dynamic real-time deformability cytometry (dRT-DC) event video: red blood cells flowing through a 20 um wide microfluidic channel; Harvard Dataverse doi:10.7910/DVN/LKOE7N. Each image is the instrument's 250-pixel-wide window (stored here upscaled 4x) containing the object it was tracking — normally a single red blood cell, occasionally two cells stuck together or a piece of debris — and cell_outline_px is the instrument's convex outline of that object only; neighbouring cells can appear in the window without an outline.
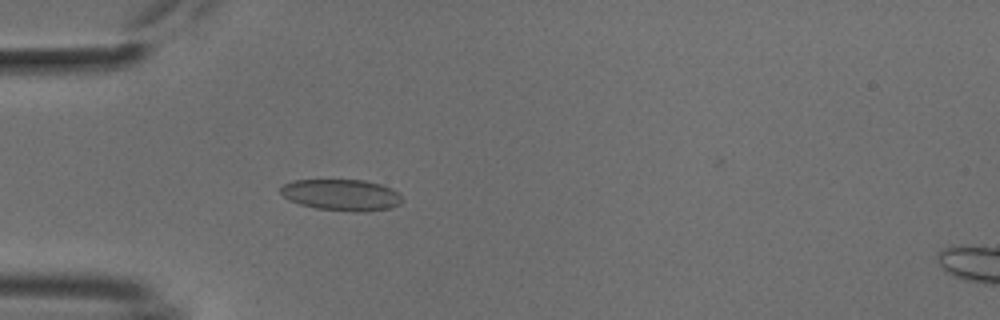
{"species": "common noctule bat (a hibernating species)", "species_latin": "Nyctalus noctula", "temperature_condition": "cold", "stored_images_in_passage": 39, "camera_frame_rate_fps": 3000, "um_per_image_px": 0.085, "animal": {"sex": "male", "body_mass_g": 18.8}, "frame": {"image": 1, "passage_image": 2, "time_ms": 0.333, "image_size_px": [1000, 320], "cell_outline_px": [[404, 200], [400, 204], [392, 208], [360, 212], [352, 212], [316, 208], [300, 204], [288, 200], [280, 192], [280, 188], [284, 184], [292, 180], [364, 180], [380, 184], [392, 188]], "centroid_in_image_um": [29.03, 16.57], "position_along_channel_um": 56.0, "area_um2": 22.31}}
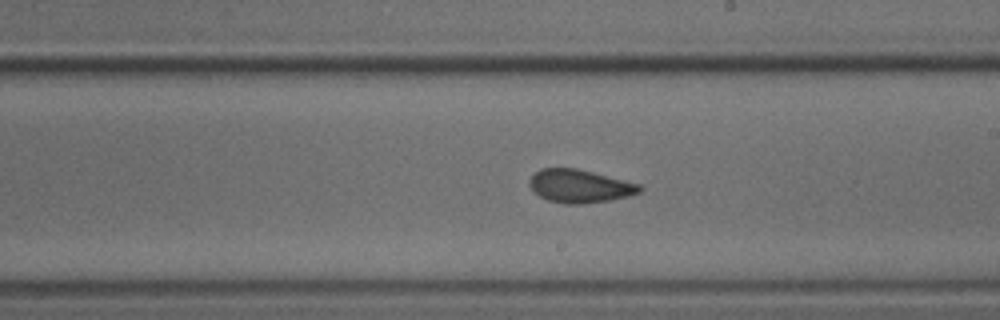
{"frame": {"image": 2, "passage_image": 17, "time_ms": 5.333, "image_size_px": [1000, 320], "cell_outline_px": [[644, 188], [640, 192], [628, 196], [608, 200], [580, 204], [564, 204], [548, 200], [540, 196], [528, 184], [528, 180], [540, 168], [576, 168], [640, 184]], "centroid_in_image_um": [49.27, 15.82], "position_along_channel_um": 239.7, "area_um2": 21.1}}
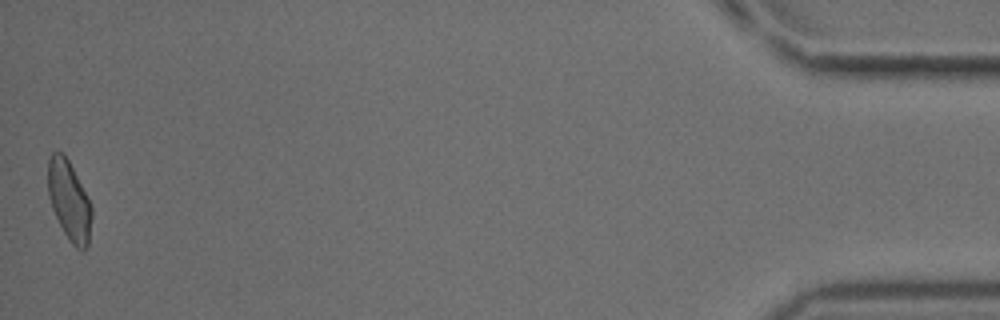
{"frame": {"image": 3, "passage_image": 39, "time_ms": 12.667, "image_size_px": [1000, 320], "cell_outline_px": [[92, 216], [88, 244], [84, 252], [76, 248], [68, 240], [52, 208], [48, 192], [48, 160], [52, 152], [64, 152], [92, 208]], "centroid_in_image_um": [5.87, 17.08], "position_along_channel_um": 429.3, "area_um2": 19.94}, "authors_computed_cell_mechanics": {"area_um2": 20.9236, "velocity_mm_per_s": 3.7985, "shape_relaxation_time_tau1_ms": null, "shape_relaxation_time_tau2_ms": 0.9152, "deformation_change_tau1": null, "deformation_change_tau2": 0.0526}}